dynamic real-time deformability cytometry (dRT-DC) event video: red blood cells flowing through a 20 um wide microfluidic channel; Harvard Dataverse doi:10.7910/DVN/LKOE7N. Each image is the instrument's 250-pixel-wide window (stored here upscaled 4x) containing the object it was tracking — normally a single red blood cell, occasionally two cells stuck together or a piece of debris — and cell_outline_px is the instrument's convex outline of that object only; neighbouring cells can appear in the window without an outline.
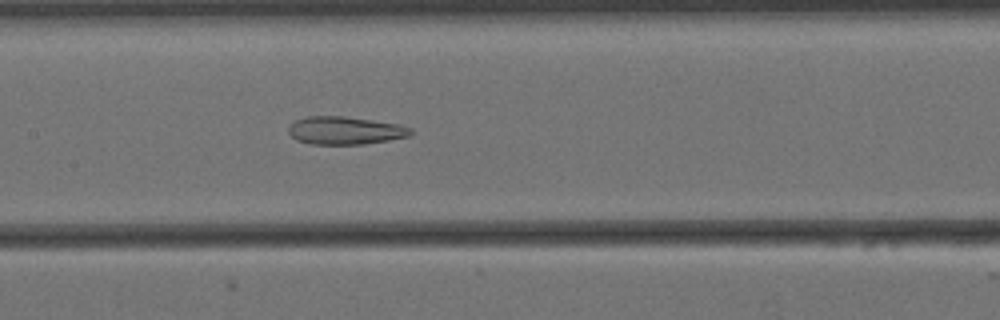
{"species": "Egyptian fruit bat (a non-hibernating species)", "species_latin": "Rousettus aegyptiacus", "temperature_condition": "cold", "stored_images_in_passage": 57, "camera_frame_rate_fps": 3000, "um_per_image_px": 0.085, "animal": {"sex": "female"}, "frame": {"image": 1, "passage_image": 25, "time_ms": 8.0, "image_size_px": [1000, 320], "cell_outline_px": [[412, 136], [364, 144], [308, 144], [296, 140], [288, 132], [288, 128], [296, 120], [308, 116], [344, 116], [400, 124], [412, 128]], "centroid_in_image_um": [29.36, 11.09], "position_along_channel_um": 178.0, "area_um2": 19.94}}
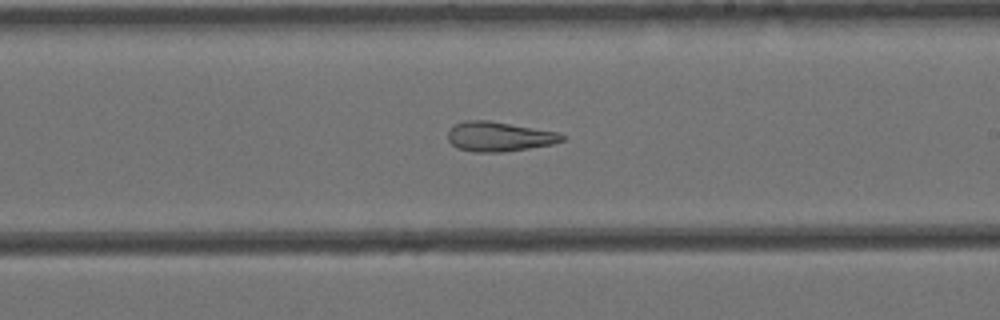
{"frame": {"image": 2, "passage_image": 31, "time_ms": 10.0, "image_size_px": [1000, 320], "cell_outline_px": [[564, 140], [552, 144], [504, 152], [472, 152], [456, 148], [448, 140], [448, 132], [456, 124], [464, 120], [488, 120], [560, 132], [564, 136]], "centroid_in_image_um": [42.42, 11.61], "position_along_channel_um": 246.6, "area_um2": 19.77}}
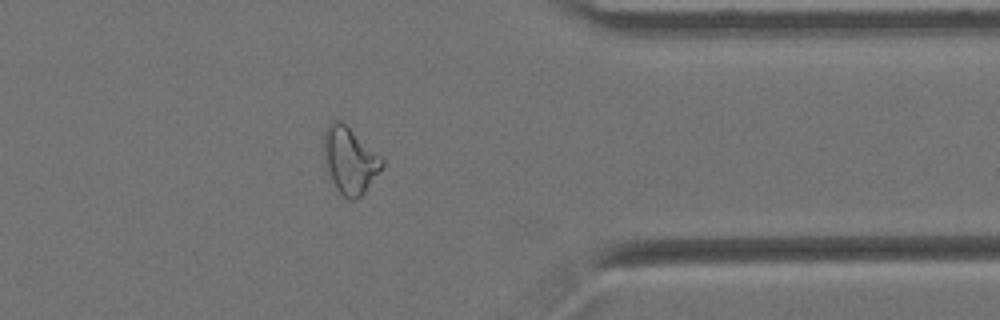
{"frame": {"image": 3, "passage_image": 44, "time_ms": 14.333, "image_size_px": [1000, 320], "cell_outline_px": [[384, 164], [364, 192], [356, 200], [348, 200], [336, 188], [332, 180], [328, 168], [324, 152], [324, 132], [328, 124], [332, 120], [340, 120], [380, 156], [384, 160]], "centroid_in_image_um": [29.73, 13.63], "position_along_channel_um": 381.7, "area_um2": 21.79}, "authors_computed_cell_mechanics": {"area_um2": 24.2182, "velocity_mm_per_s": 3.4528, "shape_relaxation_time_tau1_ms": null, "shape_relaxation_time_tau2_ms": 4.9882, "deformation_change_tau1": null, "deformation_change_tau2": 0.1559}}